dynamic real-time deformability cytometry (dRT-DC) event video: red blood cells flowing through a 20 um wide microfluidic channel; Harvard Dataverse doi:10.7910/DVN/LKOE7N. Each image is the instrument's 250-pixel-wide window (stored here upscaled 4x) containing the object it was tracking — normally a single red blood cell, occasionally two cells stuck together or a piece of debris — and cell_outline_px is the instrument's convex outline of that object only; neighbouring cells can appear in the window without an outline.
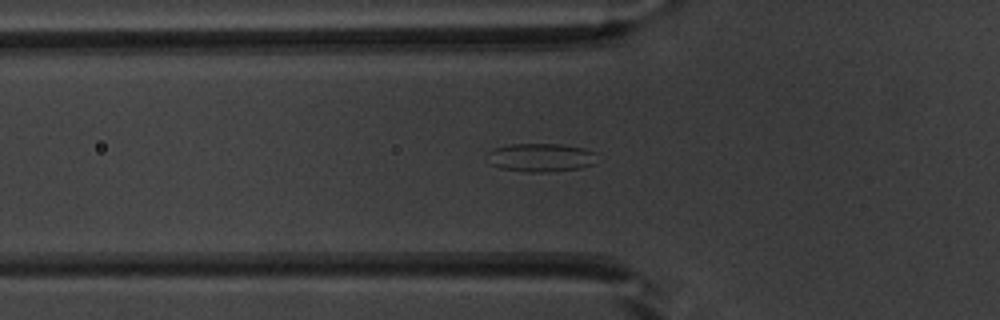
{"species": "common noctule bat (a hibernating species)", "species_latin": "Nyctalus noctula", "temperature_condition": "warm", "stored_images_in_passage": 51, "camera_frame_rate_fps": 3000, "um_per_image_px": 0.085, "animal": {"sex": "male", "body_mass_g": 20.1, "forearm_length_mm": 53.5}, "frame": {"image": 1, "passage_image": 19, "time_ms": 6.0, "image_size_px": [1000, 320], "cell_outline_px": [[596, 152], [592, 164], [580, 168], [548, 172], [528, 172], [500, 168], [492, 164], [488, 152], [492, 148], [512, 144], [560, 144], [584, 148]], "centroid_in_image_um": [45.97, 13.38], "position_along_channel_um": 79.8, "area_um2": 17.98}}
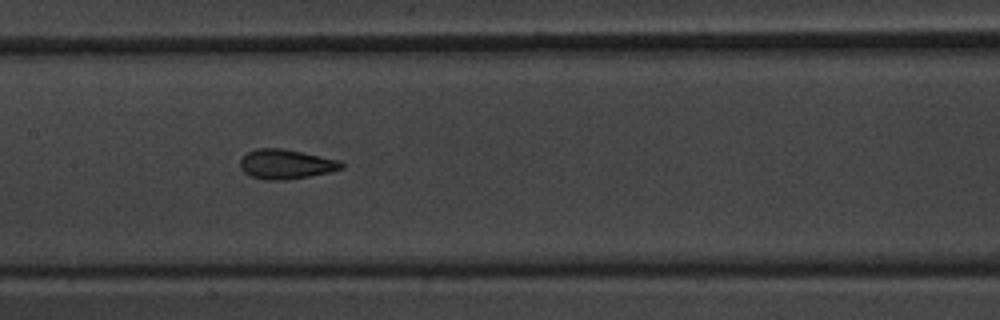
{"frame": {"image": 2, "passage_image": 27, "time_ms": 8.667, "image_size_px": [1000, 320], "cell_outline_px": [[344, 168], [328, 172], [308, 176], [284, 180], [264, 180], [252, 176], [244, 172], [240, 168], [240, 160], [248, 152], [256, 148], [284, 148], [340, 160], [344, 164]], "centroid_in_image_um": [24.3, 13.94], "position_along_channel_um": 183.1, "area_um2": 17.46}}
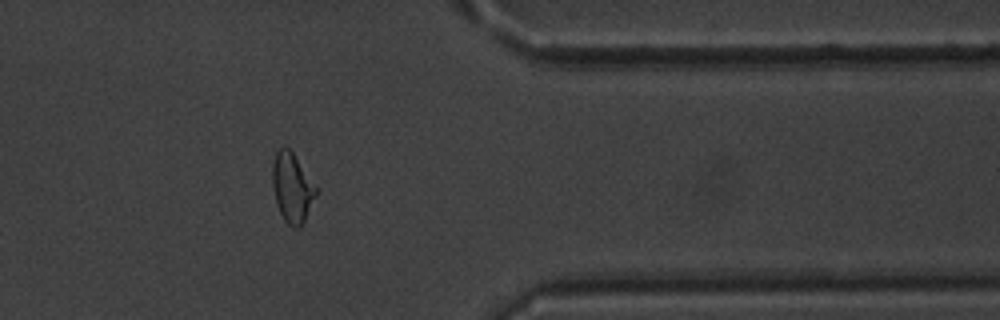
{"frame": {"image": 3, "passage_image": 44, "time_ms": 14.333, "image_size_px": [1000, 320], "cell_outline_px": [[320, 192], [300, 228], [296, 228], [288, 224], [284, 220], [280, 212], [276, 200], [272, 184], [272, 164], [276, 152], [280, 148], [288, 148], [292, 152], [320, 188]], "centroid_in_image_um": [24.89, 15.96], "position_along_channel_um": 386.5, "area_um2": 17.98}}